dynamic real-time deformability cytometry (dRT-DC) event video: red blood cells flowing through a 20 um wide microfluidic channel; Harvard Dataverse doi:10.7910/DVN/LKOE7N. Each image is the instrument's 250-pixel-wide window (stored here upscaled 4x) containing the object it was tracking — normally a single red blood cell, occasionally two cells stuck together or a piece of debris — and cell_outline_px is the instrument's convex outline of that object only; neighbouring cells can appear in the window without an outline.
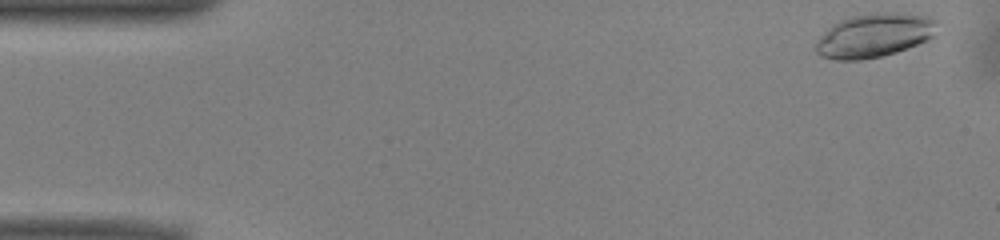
{"species": "common noctule bat (a hibernating species)", "species_latin": "Nyctalus noctula", "temperature_condition": "warm", "stored_images_in_passage": 42, "camera_frame_rate_fps": 3000, "um_per_image_px": 0.085, "animal": {"sex": "male", "body_mass_g": 13.0, "forearm_length_mm": 53.1}, "frame": {"image": 1, "passage_image": 2, "time_ms": 0.333, "image_size_px": [1000, 240], "cell_outline_px": [[936, 24], [932, 36], [928, 40], [896, 52], [880, 56], [860, 60], [836, 60], [820, 56], [816, 52], [816, 40], [832, 24], [840, 20], [852, 16], [876, 12], [896, 12], [924, 16], [936, 20]], "centroid_in_image_um": [74.26, 3.01], "position_along_channel_um": 10.7, "area_um2": 30.81}}
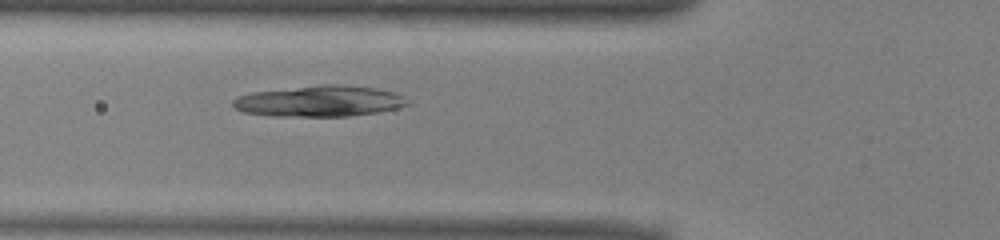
{"frame": {"image": 2, "passage_image": 18, "time_ms": 5.667, "image_size_px": [1000, 240], "cell_outline_px": [[412, 104], [396, 108], [376, 112], [348, 116], [272, 116], [244, 112], [236, 108], [232, 104], [232, 100], [236, 96], [252, 92], [324, 84], [344, 84], [376, 88], [392, 92], [404, 96]], "centroid_in_image_um": [27.17, 8.59], "position_along_channel_um": 98.6, "area_um2": 31.56}}
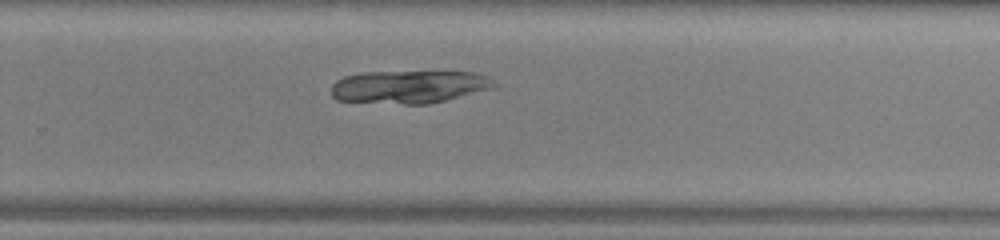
{"frame": {"image": 3, "passage_image": 33, "time_ms": 10.667, "image_size_px": [1000, 240], "cell_outline_px": [[500, 84], [496, 88], [428, 104], [404, 104], [336, 100], [332, 96], [332, 84], [336, 80], [344, 76], [356, 72], [472, 72], [488, 76]], "centroid_in_image_um": [34.81, 7.37], "position_along_channel_um": 295.0, "area_um2": 31.5}}